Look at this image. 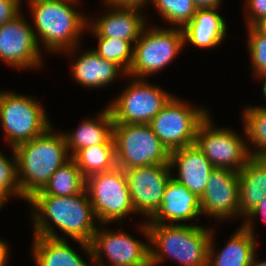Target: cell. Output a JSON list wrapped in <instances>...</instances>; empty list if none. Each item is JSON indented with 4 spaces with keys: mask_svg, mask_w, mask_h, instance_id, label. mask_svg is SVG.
<instances>
[{
    "mask_svg": "<svg viewBox=\"0 0 266 266\" xmlns=\"http://www.w3.org/2000/svg\"><path fill=\"white\" fill-rule=\"evenodd\" d=\"M32 206L33 235L53 239L67 240L66 236L74 239L87 253L89 261L93 262L90 242L97 226V220L92 203L86 189L72 196L60 197L52 195H32L28 200ZM95 219V220H94ZM64 232L59 236L54 227Z\"/></svg>",
    "mask_w": 266,
    "mask_h": 266,
    "instance_id": "6da1fadb",
    "label": "cell"
},
{
    "mask_svg": "<svg viewBox=\"0 0 266 266\" xmlns=\"http://www.w3.org/2000/svg\"><path fill=\"white\" fill-rule=\"evenodd\" d=\"M140 231L150 242V266L169 257L183 266H208V248L212 229L188 224L144 222Z\"/></svg>",
    "mask_w": 266,
    "mask_h": 266,
    "instance_id": "7a4b0ae2",
    "label": "cell"
},
{
    "mask_svg": "<svg viewBox=\"0 0 266 266\" xmlns=\"http://www.w3.org/2000/svg\"><path fill=\"white\" fill-rule=\"evenodd\" d=\"M79 0H33L28 2L34 20V34L38 45L48 51L59 52L68 56L76 55L79 41L87 29L89 18L75 10ZM88 20V21H87ZM36 32V33H35ZM41 39V41H40ZM40 41V42H39ZM77 48V49H76Z\"/></svg>",
    "mask_w": 266,
    "mask_h": 266,
    "instance_id": "3957f363",
    "label": "cell"
},
{
    "mask_svg": "<svg viewBox=\"0 0 266 266\" xmlns=\"http://www.w3.org/2000/svg\"><path fill=\"white\" fill-rule=\"evenodd\" d=\"M13 149L20 193L26 200L42 190L54 172L71 158L63 133H54L52 126Z\"/></svg>",
    "mask_w": 266,
    "mask_h": 266,
    "instance_id": "277c9868",
    "label": "cell"
},
{
    "mask_svg": "<svg viewBox=\"0 0 266 266\" xmlns=\"http://www.w3.org/2000/svg\"><path fill=\"white\" fill-rule=\"evenodd\" d=\"M134 45L133 60L126 76L143 79L170 64L185 43L182 28L152 26L143 29Z\"/></svg>",
    "mask_w": 266,
    "mask_h": 266,
    "instance_id": "5b68a950",
    "label": "cell"
},
{
    "mask_svg": "<svg viewBox=\"0 0 266 266\" xmlns=\"http://www.w3.org/2000/svg\"><path fill=\"white\" fill-rule=\"evenodd\" d=\"M117 167L128 170L149 165H169L170 152L149 124L113 123Z\"/></svg>",
    "mask_w": 266,
    "mask_h": 266,
    "instance_id": "8992f818",
    "label": "cell"
},
{
    "mask_svg": "<svg viewBox=\"0 0 266 266\" xmlns=\"http://www.w3.org/2000/svg\"><path fill=\"white\" fill-rule=\"evenodd\" d=\"M85 189L94 214L102 227L136 213L130 199L127 178L122 168L93 174L85 178Z\"/></svg>",
    "mask_w": 266,
    "mask_h": 266,
    "instance_id": "52a82bcc",
    "label": "cell"
},
{
    "mask_svg": "<svg viewBox=\"0 0 266 266\" xmlns=\"http://www.w3.org/2000/svg\"><path fill=\"white\" fill-rule=\"evenodd\" d=\"M40 102L6 92L0 103V125L10 148L43 134L51 125Z\"/></svg>",
    "mask_w": 266,
    "mask_h": 266,
    "instance_id": "ba28073f",
    "label": "cell"
},
{
    "mask_svg": "<svg viewBox=\"0 0 266 266\" xmlns=\"http://www.w3.org/2000/svg\"><path fill=\"white\" fill-rule=\"evenodd\" d=\"M208 113L207 109L191 107L173 96L149 125L170 152L195 144L197 129Z\"/></svg>",
    "mask_w": 266,
    "mask_h": 266,
    "instance_id": "9c48e42d",
    "label": "cell"
},
{
    "mask_svg": "<svg viewBox=\"0 0 266 266\" xmlns=\"http://www.w3.org/2000/svg\"><path fill=\"white\" fill-rule=\"evenodd\" d=\"M119 97L108 105L113 122L118 124H149L173 97L146 79H135Z\"/></svg>",
    "mask_w": 266,
    "mask_h": 266,
    "instance_id": "30bf717a",
    "label": "cell"
},
{
    "mask_svg": "<svg viewBox=\"0 0 266 266\" xmlns=\"http://www.w3.org/2000/svg\"><path fill=\"white\" fill-rule=\"evenodd\" d=\"M208 116L198 127L195 145L214 168L239 172L251 158L247 142L229 128H215Z\"/></svg>",
    "mask_w": 266,
    "mask_h": 266,
    "instance_id": "8fae6325",
    "label": "cell"
},
{
    "mask_svg": "<svg viewBox=\"0 0 266 266\" xmlns=\"http://www.w3.org/2000/svg\"><path fill=\"white\" fill-rule=\"evenodd\" d=\"M90 247L95 266H105L103 254L110 266H150L149 244L123 231L114 233L97 227Z\"/></svg>",
    "mask_w": 266,
    "mask_h": 266,
    "instance_id": "7c38bea8",
    "label": "cell"
},
{
    "mask_svg": "<svg viewBox=\"0 0 266 266\" xmlns=\"http://www.w3.org/2000/svg\"><path fill=\"white\" fill-rule=\"evenodd\" d=\"M21 12L0 26V59L18 69L39 68L41 49L30 26Z\"/></svg>",
    "mask_w": 266,
    "mask_h": 266,
    "instance_id": "4fadbf2b",
    "label": "cell"
},
{
    "mask_svg": "<svg viewBox=\"0 0 266 266\" xmlns=\"http://www.w3.org/2000/svg\"><path fill=\"white\" fill-rule=\"evenodd\" d=\"M124 172L135 212L150 219L161 206L165 188L172 176L170 166L149 165Z\"/></svg>",
    "mask_w": 266,
    "mask_h": 266,
    "instance_id": "5bb4252c",
    "label": "cell"
},
{
    "mask_svg": "<svg viewBox=\"0 0 266 266\" xmlns=\"http://www.w3.org/2000/svg\"><path fill=\"white\" fill-rule=\"evenodd\" d=\"M200 210L217 220L239 217L238 172L214 168L200 197Z\"/></svg>",
    "mask_w": 266,
    "mask_h": 266,
    "instance_id": "9a60e30c",
    "label": "cell"
},
{
    "mask_svg": "<svg viewBox=\"0 0 266 266\" xmlns=\"http://www.w3.org/2000/svg\"><path fill=\"white\" fill-rule=\"evenodd\" d=\"M169 166L172 173L173 168H178L177 177L172 175V178L199 198L203 195L214 169L209 159L195 144L170 151Z\"/></svg>",
    "mask_w": 266,
    "mask_h": 266,
    "instance_id": "2e32d148",
    "label": "cell"
},
{
    "mask_svg": "<svg viewBox=\"0 0 266 266\" xmlns=\"http://www.w3.org/2000/svg\"><path fill=\"white\" fill-rule=\"evenodd\" d=\"M200 215H202L200 198L171 176L165 188L160 208L147 223L175 224L177 221L180 225L182 224L180 222L191 221Z\"/></svg>",
    "mask_w": 266,
    "mask_h": 266,
    "instance_id": "e0dca14e",
    "label": "cell"
},
{
    "mask_svg": "<svg viewBox=\"0 0 266 266\" xmlns=\"http://www.w3.org/2000/svg\"><path fill=\"white\" fill-rule=\"evenodd\" d=\"M139 8L113 7L106 15L88 22L87 29L95 36L118 38L135 43L146 25ZM91 23V24H90Z\"/></svg>",
    "mask_w": 266,
    "mask_h": 266,
    "instance_id": "ac0fdd59",
    "label": "cell"
},
{
    "mask_svg": "<svg viewBox=\"0 0 266 266\" xmlns=\"http://www.w3.org/2000/svg\"><path fill=\"white\" fill-rule=\"evenodd\" d=\"M218 8L197 9L193 19L182 28L184 43L210 49L223 42L227 26Z\"/></svg>",
    "mask_w": 266,
    "mask_h": 266,
    "instance_id": "d6986e66",
    "label": "cell"
},
{
    "mask_svg": "<svg viewBox=\"0 0 266 266\" xmlns=\"http://www.w3.org/2000/svg\"><path fill=\"white\" fill-rule=\"evenodd\" d=\"M213 232L212 228L208 248V266H254L257 243L252 232L241 225L218 253H215V245H213Z\"/></svg>",
    "mask_w": 266,
    "mask_h": 266,
    "instance_id": "ffe728a7",
    "label": "cell"
},
{
    "mask_svg": "<svg viewBox=\"0 0 266 266\" xmlns=\"http://www.w3.org/2000/svg\"><path fill=\"white\" fill-rule=\"evenodd\" d=\"M239 217H247L266 199V158L251 157L238 172Z\"/></svg>",
    "mask_w": 266,
    "mask_h": 266,
    "instance_id": "44dd1931",
    "label": "cell"
},
{
    "mask_svg": "<svg viewBox=\"0 0 266 266\" xmlns=\"http://www.w3.org/2000/svg\"><path fill=\"white\" fill-rule=\"evenodd\" d=\"M96 119H84L74 132L64 134L68 153L72 157L77 151L98 144H115L113 138V117L107 106Z\"/></svg>",
    "mask_w": 266,
    "mask_h": 266,
    "instance_id": "7402d4cb",
    "label": "cell"
},
{
    "mask_svg": "<svg viewBox=\"0 0 266 266\" xmlns=\"http://www.w3.org/2000/svg\"><path fill=\"white\" fill-rule=\"evenodd\" d=\"M74 61L72 75L76 82L83 87L97 88L111 84L113 80L125 71L115 62L105 60L94 50L85 51Z\"/></svg>",
    "mask_w": 266,
    "mask_h": 266,
    "instance_id": "603a6c76",
    "label": "cell"
},
{
    "mask_svg": "<svg viewBox=\"0 0 266 266\" xmlns=\"http://www.w3.org/2000/svg\"><path fill=\"white\" fill-rule=\"evenodd\" d=\"M32 255L37 266H92L70 247L67 240L33 237Z\"/></svg>",
    "mask_w": 266,
    "mask_h": 266,
    "instance_id": "cb8c5ba5",
    "label": "cell"
},
{
    "mask_svg": "<svg viewBox=\"0 0 266 266\" xmlns=\"http://www.w3.org/2000/svg\"><path fill=\"white\" fill-rule=\"evenodd\" d=\"M85 189V178L75 161L70 158L51 176L44 188L33 195L72 196Z\"/></svg>",
    "mask_w": 266,
    "mask_h": 266,
    "instance_id": "d4e9b609",
    "label": "cell"
},
{
    "mask_svg": "<svg viewBox=\"0 0 266 266\" xmlns=\"http://www.w3.org/2000/svg\"><path fill=\"white\" fill-rule=\"evenodd\" d=\"M84 178L117 167L115 144H98L83 148L71 157Z\"/></svg>",
    "mask_w": 266,
    "mask_h": 266,
    "instance_id": "484cf974",
    "label": "cell"
},
{
    "mask_svg": "<svg viewBox=\"0 0 266 266\" xmlns=\"http://www.w3.org/2000/svg\"><path fill=\"white\" fill-rule=\"evenodd\" d=\"M243 125L248 145L255 146L257 151L250 152L251 157L266 158V108L247 106L243 111Z\"/></svg>",
    "mask_w": 266,
    "mask_h": 266,
    "instance_id": "4316f807",
    "label": "cell"
},
{
    "mask_svg": "<svg viewBox=\"0 0 266 266\" xmlns=\"http://www.w3.org/2000/svg\"><path fill=\"white\" fill-rule=\"evenodd\" d=\"M95 37L98 39V48L92 50L103 59L115 62L127 74L133 60V44L118 38Z\"/></svg>",
    "mask_w": 266,
    "mask_h": 266,
    "instance_id": "83f0119b",
    "label": "cell"
},
{
    "mask_svg": "<svg viewBox=\"0 0 266 266\" xmlns=\"http://www.w3.org/2000/svg\"><path fill=\"white\" fill-rule=\"evenodd\" d=\"M151 3L165 21L177 28L187 25L197 12L193 0H152Z\"/></svg>",
    "mask_w": 266,
    "mask_h": 266,
    "instance_id": "f1b7e54d",
    "label": "cell"
},
{
    "mask_svg": "<svg viewBox=\"0 0 266 266\" xmlns=\"http://www.w3.org/2000/svg\"><path fill=\"white\" fill-rule=\"evenodd\" d=\"M13 158L9 160L3 153L0 152V209L6 204V201L11 195L26 200L20 193L17 174V158L13 148Z\"/></svg>",
    "mask_w": 266,
    "mask_h": 266,
    "instance_id": "f546056e",
    "label": "cell"
},
{
    "mask_svg": "<svg viewBox=\"0 0 266 266\" xmlns=\"http://www.w3.org/2000/svg\"><path fill=\"white\" fill-rule=\"evenodd\" d=\"M248 52L254 76L266 75V35L258 32L253 26L247 27Z\"/></svg>",
    "mask_w": 266,
    "mask_h": 266,
    "instance_id": "4dcf8cb0",
    "label": "cell"
},
{
    "mask_svg": "<svg viewBox=\"0 0 266 266\" xmlns=\"http://www.w3.org/2000/svg\"><path fill=\"white\" fill-rule=\"evenodd\" d=\"M246 27L253 26L258 20L266 16V0H246Z\"/></svg>",
    "mask_w": 266,
    "mask_h": 266,
    "instance_id": "1f68e13d",
    "label": "cell"
},
{
    "mask_svg": "<svg viewBox=\"0 0 266 266\" xmlns=\"http://www.w3.org/2000/svg\"><path fill=\"white\" fill-rule=\"evenodd\" d=\"M20 0H0V26L21 12Z\"/></svg>",
    "mask_w": 266,
    "mask_h": 266,
    "instance_id": "d6a6232c",
    "label": "cell"
},
{
    "mask_svg": "<svg viewBox=\"0 0 266 266\" xmlns=\"http://www.w3.org/2000/svg\"><path fill=\"white\" fill-rule=\"evenodd\" d=\"M262 215V219L264 220V222L266 223V199L263 200L258 206L257 208H255L248 216L247 218H245L246 220H244V224H242L246 229H248L250 232H252V234L255 236L254 234V230H253V222H251V218H256L257 216Z\"/></svg>",
    "mask_w": 266,
    "mask_h": 266,
    "instance_id": "836d02e7",
    "label": "cell"
},
{
    "mask_svg": "<svg viewBox=\"0 0 266 266\" xmlns=\"http://www.w3.org/2000/svg\"><path fill=\"white\" fill-rule=\"evenodd\" d=\"M104 4L109 6L111 9L113 7H123V8H143L145 4L141 0H104Z\"/></svg>",
    "mask_w": 266,
    "mask_h": 266,
    "instance_id": "e575fe53",
    "label": "cell"
},
{
    "mask_svg": "<svg viewBox=\"0 0 266 266\" xmlns=\"http://www.w3.org/2000/svg\"><path fill=\"white\" fill-rule=\"evenodd\" d=\"M222 0H193L197 9H211L219 7Z\"/></svg>",
    "mask_w": 266,
    "mask_h": 266,
    "instance_id": "d590c367",
    "label": "cell"
},
{
    "mask_svg": "<svg viewBox=\"0 0 266 266\" xmlns=\"http://www.w3.org/2000/svg\"><path fill=\"white\" fill-rule=\"evenodd\" d=\"M9 251L10 249L8 244L0 239V266H6Z\"/></svg>",
    "mask_w": 266,
    "mask_h": 266,
    "instance_id": "8d00e7d4",
    "label": "cell"
},
{
    "mask_svg": "<svg viewBox=\"0 0 266 266\" xmlns=\"http://www.w3.org/2000/svg\"><path fill=\"white\" fill-rule=\"evenodd\" d=\"M253 27L261 34L266 35V16L258 20Z\"/></svg>",
    "mask_w": 266,
    "mask_h": 266,
    "instance_id": "74e56055",
    "label": "cell"
},
{
    "mask_svg": "<svg viewBox=\"0 0 266 266\" xmlns=\"http://www.w3.org/2000/svg\"><path fill=\"white\" fill-rule=\"evenodd\" d=\"M257 79L259 78V79H262V81H263V91H262V93H263V96H264V98H265V100H266V75H257V76H255ZM265 108H266V106H265Z\"/></svg>",
    "mask_w": 266,
    "mask_h": 266,
    "instance_id": "f35d334b",
    "label": "cell"
},
{
    "mask_svg": "<svg viewBox=\"0 0 266 266\" xmlns=\"http://www.w3.org/2000/svg\"><path fill=\"white\" fill-rule=\"evenodd\" d=\"M254 266H266V260L259 261L254 258Z\"/></svg>",
    "mask_w": 266,
    "mask_h": 266,
    "instance_id": "ab89813d",
    "label": "cell"
},
{
    "mask_svg": "<svg viewBox=\"0 0 266 266\" xmlns=\"http://www.w3.org/2000/svg\"><path fill=\"white\" fill-rule=\"evenodd\" d=\"M7 91H0V103L2 101V98L4 96V94L6 93Z\"/></svg>",
    "mask_w": 266,
    "mask_h": 266,
    "instance_id": "60d3db41",
    "label": "cell"
},
{
    "mask_svg": "<svg viewBox=\"0 0 266 266\" xmlns=\"http://www.w3.org/2000/svg\"><path fill=\"white\" fill-rule=\"evenodd\" d=\"M145 5L148 3V1H152V0H141Z\"/></svg>",
    "mask_w": 266,
    "mask_h": 266,
    "instance_id": "b9f144b4",
    "label": "cell"
}]
</instances>
